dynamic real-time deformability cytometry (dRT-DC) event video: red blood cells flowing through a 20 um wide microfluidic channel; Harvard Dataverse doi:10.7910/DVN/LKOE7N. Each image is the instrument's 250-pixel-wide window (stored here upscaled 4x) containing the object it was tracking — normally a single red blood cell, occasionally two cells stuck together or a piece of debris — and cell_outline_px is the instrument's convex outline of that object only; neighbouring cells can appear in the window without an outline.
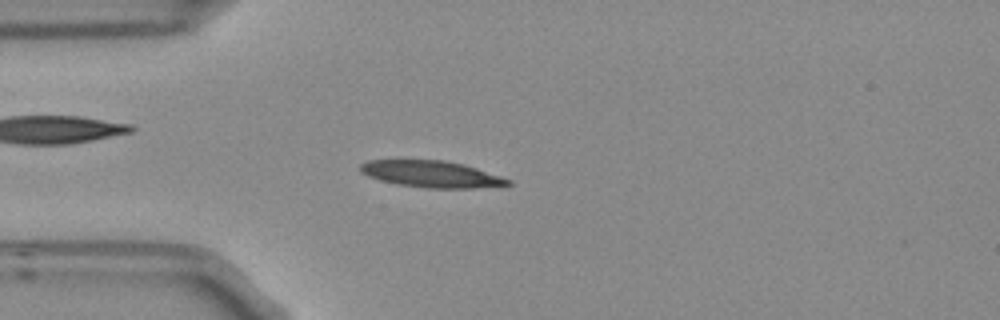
{"species": "Egyptian fruit bat (a non-hibernating species)", "species_latin": "Rousettus aegyptiacus", "temperature_condition": "room temperature", "stored_images_in_passage": 3, "camera_frame_rate_fps": 3000, "um_per_image_px": 0.085, "frame": {"image": 1, "passage_image": 3, "time_ms": 0.667, "image_size_px": [1000, 320], "cell_outline_px": [[512, 184], [476, 188], [428, 188], [396, 184], [380, 180], [368, 176], [360, 172], [360, 164], [368, 160], [444, 160], [464, 164], [512, 180]], "centroid_in_image_um": [36.65, 14.8], "position_along_channel_um": 48.3, "area_um2": 22.83}}